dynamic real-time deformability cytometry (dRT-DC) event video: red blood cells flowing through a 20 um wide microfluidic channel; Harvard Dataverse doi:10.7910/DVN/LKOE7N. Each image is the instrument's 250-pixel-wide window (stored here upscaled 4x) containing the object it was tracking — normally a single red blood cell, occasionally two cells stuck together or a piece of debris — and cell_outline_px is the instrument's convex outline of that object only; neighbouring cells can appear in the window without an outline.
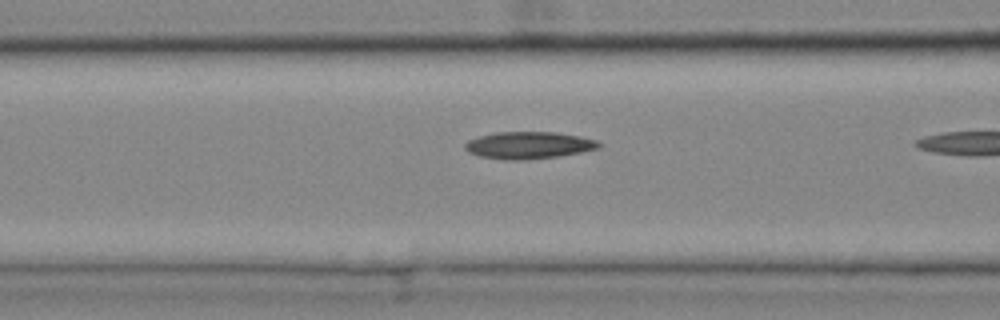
{"species": "common noctule bat (a hibernating species)", "species_latin": "Nyctalus noctula", "temperature_condition": "cold", "stored_images_in_passage": 11, "segment_of_instrument_passage": [2, 2], "camera_frame_rate_fps": 3000, "um_per_image_px": 0.085, "animal": {"sex": "female", "body_mass_g": 25.1}, "frame": {"image": 1, "passage_image": 10, "time_ms": 3.0, "image_size_px": [1000, 320], "cell_outline_px": [[604, 144], [600, 148], [580, 152], [556, 156], [516, 160], [508, 160], [480, 156], [468, 152], [464, 148], [464, 144], [468, 140], [480, 136], [496, 132], [556, 132], [580, 136], [596, 140]], "centroid_in_image_um": [44.95, 12.33], "position_along_channel_um": 121.7, "area_um2": 20.98}}